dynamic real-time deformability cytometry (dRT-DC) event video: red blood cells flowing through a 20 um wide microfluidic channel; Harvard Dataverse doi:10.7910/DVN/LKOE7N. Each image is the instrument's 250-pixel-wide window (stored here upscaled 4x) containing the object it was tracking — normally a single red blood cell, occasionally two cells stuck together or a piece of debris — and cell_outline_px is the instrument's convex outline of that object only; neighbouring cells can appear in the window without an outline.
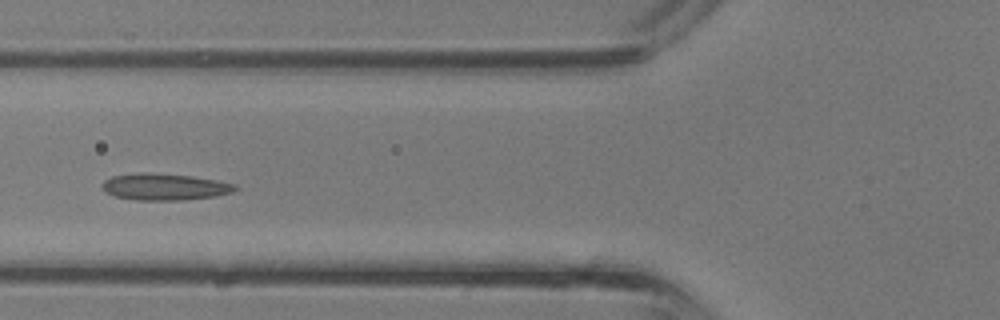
{"species": "common noctule bat (a hibernating species)", "species_latin": "Nyctalus noctula", "temperature_condition": "room temperature", "stored_images_in_passage": 28, "segment_of_instrument_passage": [1, 2], "camera_frame_rate_fps": 3000, "um_per_image_px": 0.085, "animal": {"sex": "male", "body_mass_g": 13.3}, "frame": {"image": 1, "passage_image": 4, "time_ms": 1.0, "image_size_px": [1000, 320], "cell_outline_px": [[240, 188], [232, 192], [216, 196], [180, 200], [136, 200], [116, 196], [104, 192], [100, 184], [104, 180], [112, 176], [140, 172], [148, 172], [192, 176], [216, 180], [236, 184]], "centroid_in_image_um": [13.98, 15.87], "position_along_channel_um": 111.8, "area_um2": 20.81}}
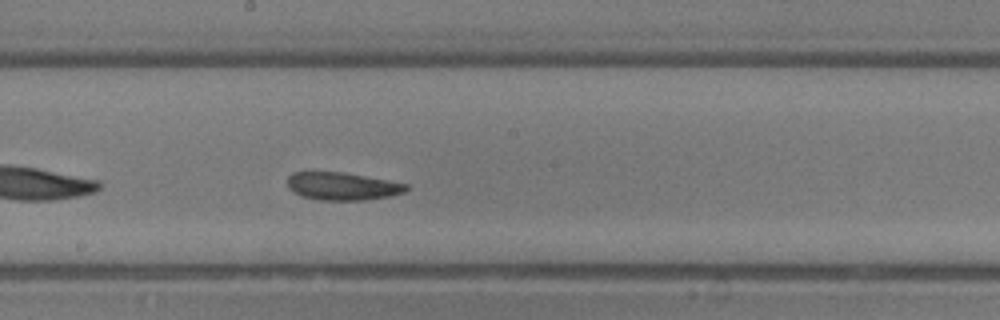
{"frame": {"image": 2, "passage_image": 10, "time_ms": 3.0, "image_size_px": [1000, 320], "cell_outline_px": [[408, 188], [404, 192], [392, 196], [364, 200], [320, 200], [300, 196], [292, 192], [288, 188], [288, 176], [292, 172], [340, 172], [388, 180], [408, 184]], "centroid_in_image_um": [29.08, 15.84], "position_along_channel_um": 219.1, "area_um2": 19.25}}
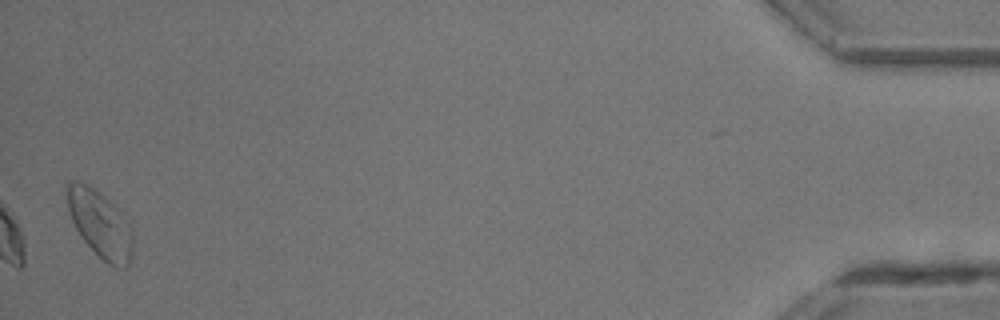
{"frame": {"image": 3, "passage_image": 27, "time_ms": 8.667, "image_size_px": [1000, 320], "cell_outline_px": [[132, 256], [128, 268], [116, 268], [108, 264], [80, 236], [72, 220], [68, 208], [68, 180], [80, 180], [88, 184], [104, 196], [128, 220], [132, 228]], "centroid_in_image_um": [8.54, 19.06], "position_along_channel_um": 426.7, "area_um2": 25.49}}